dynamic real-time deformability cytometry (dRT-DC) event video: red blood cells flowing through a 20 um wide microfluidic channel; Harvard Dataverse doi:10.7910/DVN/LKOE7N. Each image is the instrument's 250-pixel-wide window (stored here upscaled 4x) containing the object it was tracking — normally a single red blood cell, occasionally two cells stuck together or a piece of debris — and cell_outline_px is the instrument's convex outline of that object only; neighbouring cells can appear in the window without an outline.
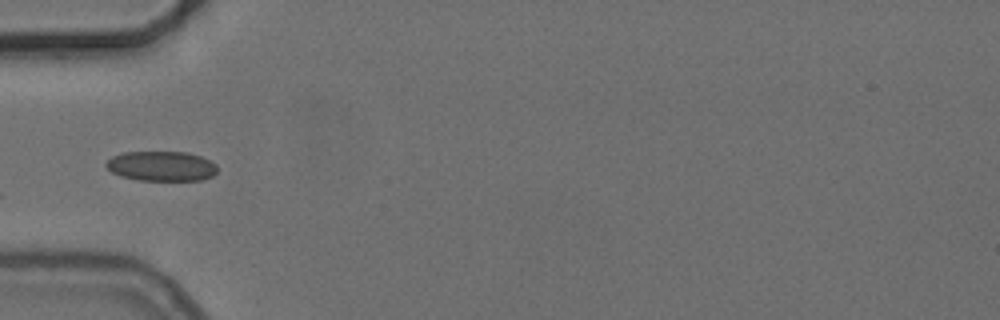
{"species": "common noctule bat (a hibernating species)", "species_latin": "Nyctalus noctula", "temperature_condition": "cold", "stored_images_in_passage": 38, "camera_frame_rate_fps": 3000, "um_per_image_px": 0.085, "animal": {"sex": "female", "body_mass_g": 24.6, "forearm_length_mm": 56.2}, "frame": {"image": 1, "passage_image": 1, "time_ms": 0.0, "image_size_px": [1000, 320], "cell_outline_px": [[216, 172], [212, 176], [200, 180], [140, 180], [120, 176], [112, 172], [104, 164], [112, 156], [124, 152], [188, 152], [200, 156], [216, 164]], "centroid_in_image_um": [13.71, 14.11], "position_along_channel_um": 71.3, "area_um2": 19.25}}
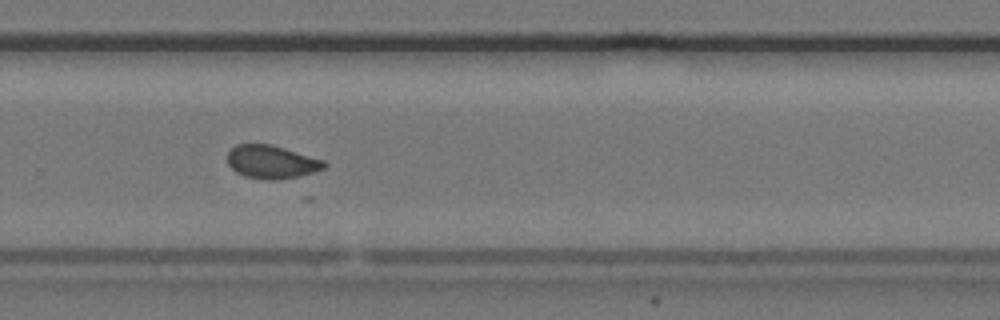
{"frame": {"image": 2, "passage_image": 20, "time_ms": 6.333, "image_size_px": [1000, 320], "cell_outline_px": [[328, 164], [324, 168], [300, 176], [276, 180], [264, 180], [244, 176], [236, 172], [228, 164], [228, 152], [236, 144], [272, 144], [324, 160]], "centroid_in_image_um": [23.08, 13.77], "position_along_channel_um": 306.7, "area_um2": 18.79}}
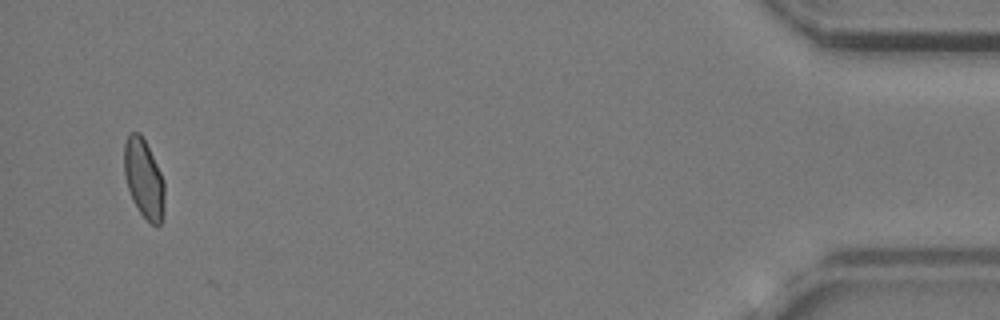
{"frame": {"image": 3, "passage_image": 36, "time_ms": 11.667, "image_size_px": [1000, 320], "cell_outline_px": [[164, 216], [160, 224], [156, 228], [140, 212], [132, 200], [124, 176], [124, 144], [128, 132], [140, 132], [164, 180]], "centroid_in_image_um": [12.22, 15.2], "position_along_channel_um": 423.0, "area_um2": 18.61}, "authors_computed_cell_mechanics": {"area_um2": 18.6694, "velocity_mm_per_s": 3.693, "shape_relaxation_time_tau1_ms": 0.5749, "shape_relaxation_time_tau2_ms": 4.1376, "deformation_change_tau1": 0.209, "deformation_change_tau2": 0.0626}}